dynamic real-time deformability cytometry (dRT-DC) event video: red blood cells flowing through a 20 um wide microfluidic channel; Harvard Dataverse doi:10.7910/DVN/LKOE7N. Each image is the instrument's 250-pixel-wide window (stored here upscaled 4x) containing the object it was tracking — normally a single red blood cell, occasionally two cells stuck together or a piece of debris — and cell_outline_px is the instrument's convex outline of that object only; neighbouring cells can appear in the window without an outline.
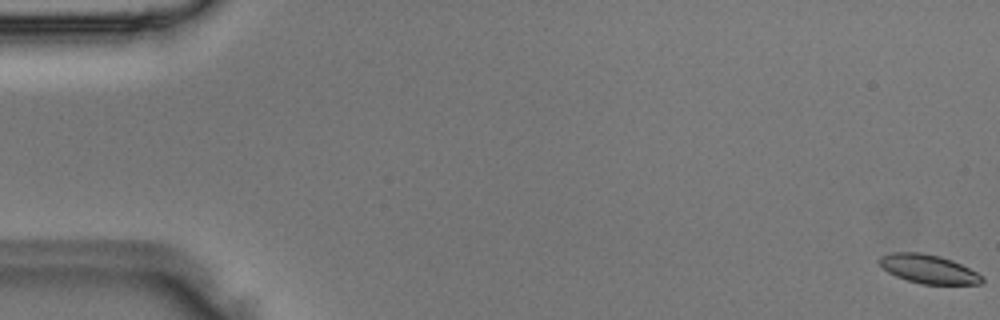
{"species": "Egyptian fruit bat (a non-hibernating species)", "species_latin": "Rousettus aegyptiacus", "temperature_condition": "room temperature", "stored_images_in_passage": 5, "camera_frame_rate_fps": 3000, "um_per_image_px": 0.085, "animal": {"sex": "male"}, "frame": {"image": 1, "passage_image": 1, "time_ms": 0.0, "image_size_px": [1000, 320], "cell_outline_px": [[984, 280], [980, 284], [920, 284], [896, 276], [888, 272], [876, 260], [880, 256], [892, 252], [920, 252], [940, 256], [952, 260], [984, 276]], "centroid_in_image_um": [78.9, 22.86], "position_along_channel_um": 6.1, "area_um2": 17.22}}